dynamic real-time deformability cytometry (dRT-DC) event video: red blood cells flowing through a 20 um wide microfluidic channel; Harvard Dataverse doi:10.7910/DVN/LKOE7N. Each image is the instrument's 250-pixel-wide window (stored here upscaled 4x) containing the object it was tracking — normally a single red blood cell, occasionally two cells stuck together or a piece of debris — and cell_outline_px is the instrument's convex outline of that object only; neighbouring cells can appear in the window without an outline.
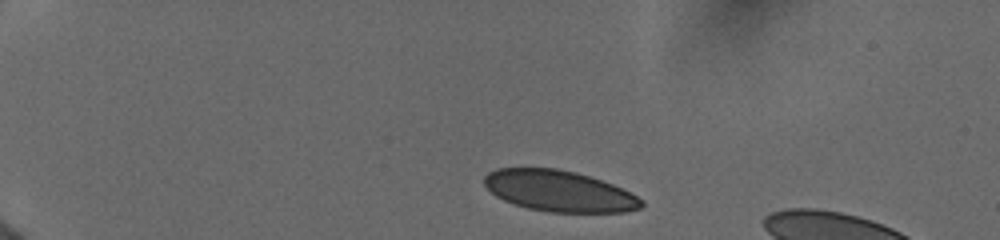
{"species": "human", "species_latin": "Homo sapiens", "temperature_condition": "cold", "stored_images_in_passage": 20, "camera_frame_rate_fps": 3000, "um_per_image_px": 0.085, "donor": {"sex": "female"}, "frame": {"image": 1, "passage_image": 1, "time_ms": 0.0, "image_size_px": [1000, 240], "cell_outline_px": [[644, 204], [640, 208], [624, 212], [548, 212], [528, 208], [504, 200], [496, 196], [484, 184], [484, 176], [488, 172], [496, 168], [556, 168], [576, 172], [612, 184], [644, 200]], "centroid_in_image_um": [47.51, 16.23], "position_along_channel_um": 37.5, "area_um2": 37.34}}
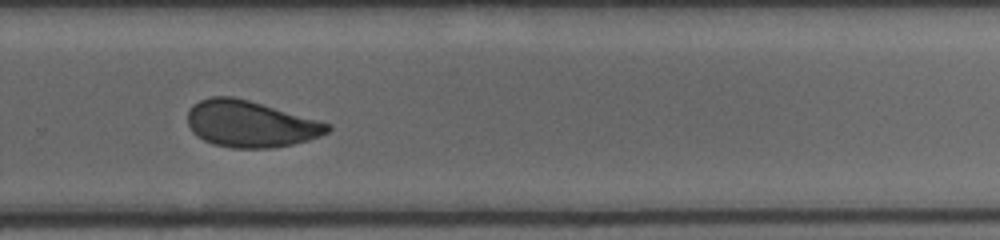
{"frame": {"image": 2, "passage_image": 10, "time_ms": 9.0, "image_size_px": [1000, 240], "cell_outline_px": [[332, 128], [328, 132], [320, 136], [308, 140], [292, 144], [272, 148], [232, 148], [212, 144], [196, 136], [192, 132], [188, 124], [188, 112], [192, 104], [200, 100], [212, 96], [232, 96], [248, 100], [332, 124]], "centroid_in_image_um": [21.27, 10.54], "position_along_channel_um": 308.5, "area_um2": 37.92}}
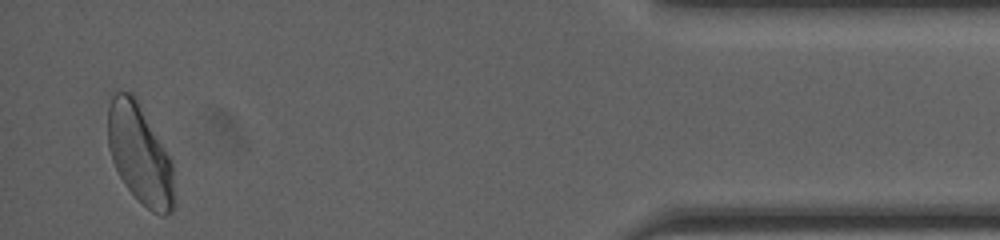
{"frame": {"image": 3, "passage_image": 19, "time_ms": 13.333, "image_size_px": [1000, 240], "cell_outline_px": [[176, 208], [172, 212], [164, 216], [160, 216], [152, 212], [124, 184], [112, 160], [108, 148], [108, 108], [112, 92], [132, 92], [136, 96], [172, 156], [176, 204]], "centroid_in_image_um": [11.95, 13.09], "position_along_channel_um": 423.3, "area_um2": 39.59}}